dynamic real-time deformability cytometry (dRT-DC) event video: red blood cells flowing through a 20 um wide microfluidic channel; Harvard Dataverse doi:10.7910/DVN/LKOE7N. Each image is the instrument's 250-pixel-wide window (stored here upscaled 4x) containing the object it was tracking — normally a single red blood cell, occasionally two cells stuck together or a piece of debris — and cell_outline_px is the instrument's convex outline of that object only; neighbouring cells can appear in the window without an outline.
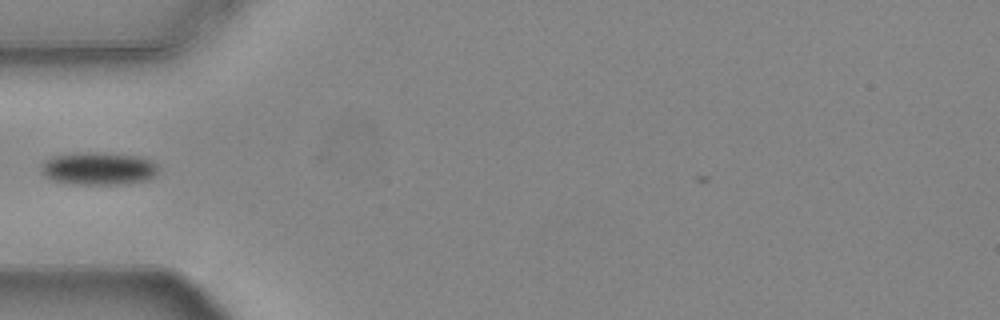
{"species": "common noctule bat (a hibernating species)", "species_latin": "Nyctalus noctula", "temperature_condition": "warm", "stored_images_in_passage": 36, "camera_frame_rate_fps": 3000, "um_per_image_px": 0.085, "animal": {"sex": "female", "body_mass_g": 24.6, "forearm_length_mm": 56.2}, "frame": {"image": 1, "passage_image": 3, "time_ms": 0.667, "image_size_px": [1000, 320], "cell_outline_px": [[156, 172], [148, 180], [116, 184], [72, 184], [52, 180], [44, 176], [40, 172], [40, 164], [44, 160], [52, 156], [72, 152], [104, 152], [136, 156], [148, 160], [156, 164]], "centroid_in_image_um": [8.25, 14.31], "position_along_channel_um": 76.7, "area_um2": 22.48}}
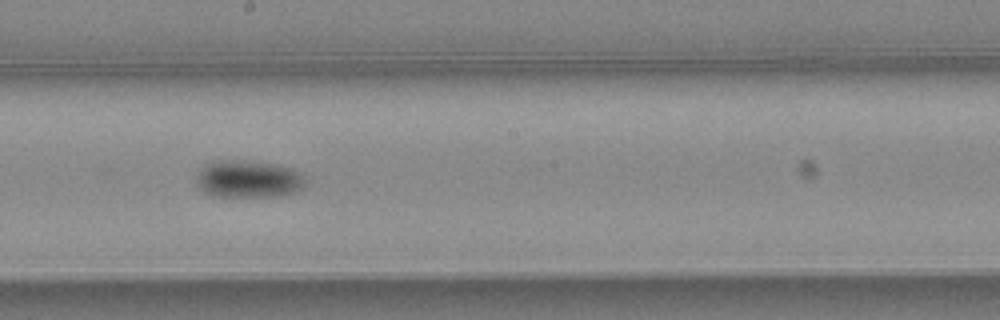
{"frame": {"image": 2, "passage_image": 15, "time_ms": 4.667, "image_size_px": [1000, 320], "cell_outline_px": [[308, 184], [296, 192], [284, 196], [212, 196], [204, 192], [196, 184], [196, 176], [200, 168], [204, 164], [212, 160], [252, 160], [276, 164], [296, 168], [304, 176]], "centroid_in_image_um": [21.14, 15.2], "position_along_channel_um": 227.1, "area_um2": 24.57}}
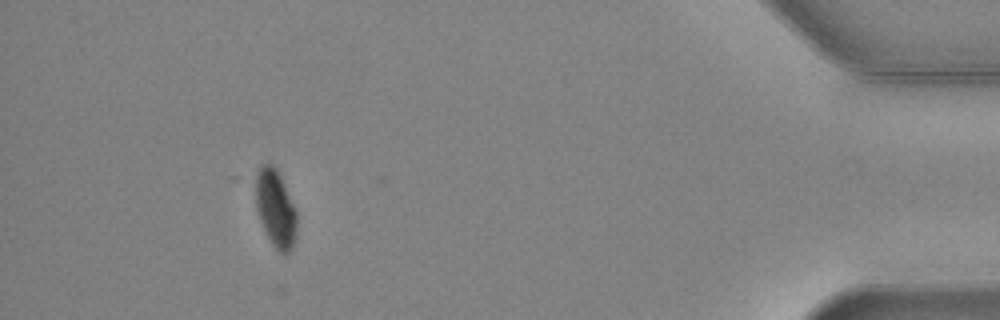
{"frame": {"image": 3, "passage_image": 35, "time_ms": 11.333, "image_size_px": [1000, 320], "cell_outline_px": [[296, 236], [292, 248], [288, 252], [280, 252], [272, 244], [260, 220], [256, 208], [252, 176], [264, 164], [272, 164], [276, 168], [296, 208]], "centroid_in_image_um": [23.38, 17.65], "position_along_channel_um": 411.8, "area_um2": 18.79}}